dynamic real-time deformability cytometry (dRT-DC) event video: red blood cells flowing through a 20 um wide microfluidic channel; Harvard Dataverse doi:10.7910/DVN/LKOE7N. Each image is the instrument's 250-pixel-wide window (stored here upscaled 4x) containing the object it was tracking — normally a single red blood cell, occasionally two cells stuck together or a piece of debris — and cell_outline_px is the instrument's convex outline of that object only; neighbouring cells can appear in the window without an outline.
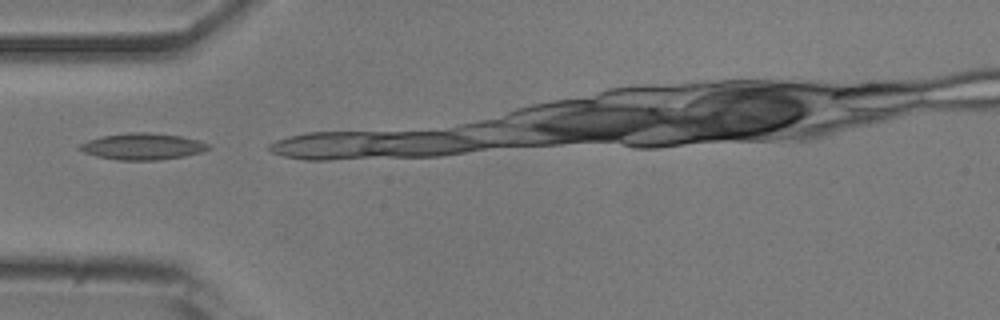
{"species": "common noctule bat (a hibernating species)", "species_latin": "Nyctalus noctula", "temperature_condition": "room temperature", "stored_images_in_passage": 3, "camera_frame_rate_fps": 3000, "um_per_image_px": 0.085, "animal": {"sex": "male", "body_mass_g": 20.5, "forearm_length_mm": 52.5}, "frame": {"image": 1, "passage_image": 1, "time_ms": 0.0, "image_size_px": [1000, 320], "cell_outline_px": [[212, 148], [200, 152], [184, 156], [156, 160], [116, 160], [96, 156], [84, 152], [76, 148], [80, 144], [88, 140], [100, 136], [132, 132], [148, 132], [180, 136], [200, 140], [212, 144]], "centroid_in_image_um": [12.13, 12.44], "position_along_channel_um": 72.9, "area_um2": 20.0}}